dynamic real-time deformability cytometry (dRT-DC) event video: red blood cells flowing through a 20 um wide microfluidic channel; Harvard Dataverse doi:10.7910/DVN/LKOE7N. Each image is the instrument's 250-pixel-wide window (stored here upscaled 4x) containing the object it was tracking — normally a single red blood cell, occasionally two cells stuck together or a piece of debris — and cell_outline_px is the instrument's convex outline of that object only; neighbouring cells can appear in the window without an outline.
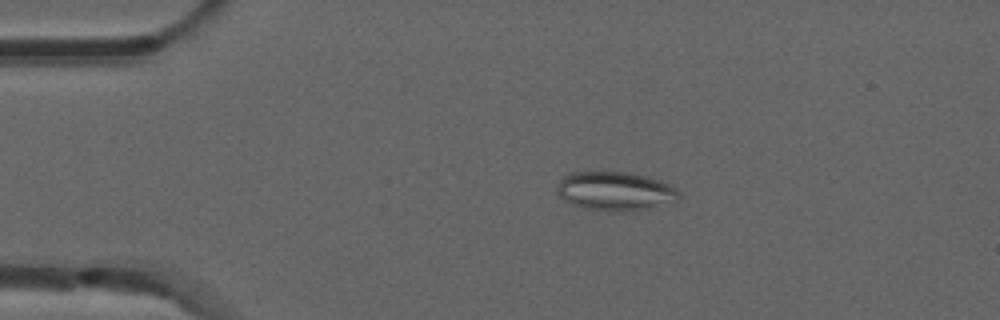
{"species": "common noctule bat (a hibernating species)", "species_latin": "Nyctalus noctula", "temperature_condition": "room temperature", "stored_images_in_passage": 51, "camera_frame_rate_fps": 3000, "um_per_image_px": 0.085, "animal": {"sex": "male", "forearm_length_mm": 52.5}, "frame": {"image": 1, "passage_image": 10, "time_ms": 3.0, "image_size_px": [1000, 320], "cell_outline_px": [[680, 200], [632, 212], [608, 212], [584, 208], [572, 204], [564, 200], [556, 192], [556, 188], [560, 180], [564, 176], [572, 172], [628, 172], [644, 176], [668, 184], [676, 188], [680, 192]], "centroid_in_image_um": [52.28, 16.27], "position_along_channel_um": 32.7, "area_um2": 27.8}}
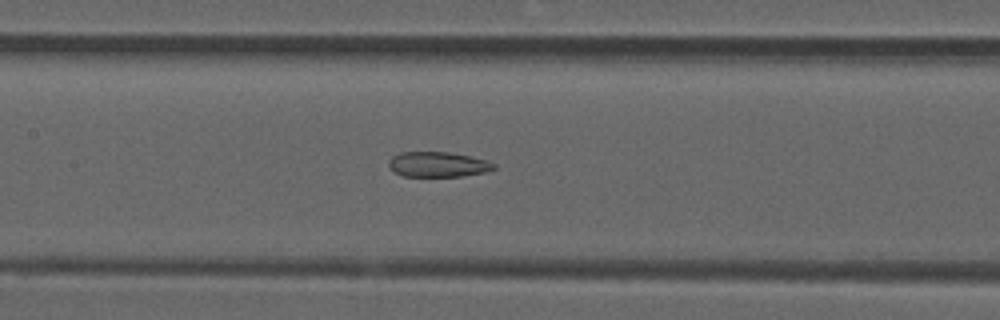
{"frame": {"image": 2, "passage_image": 24, "time_ms": 7.667, "image_size_px": [1000, 320], "cell_outline_px": [[496, 168], [484, 172], [464, 176], [404, 176], [396, 172], [388, 164], [388, 160], [392, 156], [400, 152], [448, 152], [468, 156], [484, 160], [496, 164]], "centroid_in_image_um": [37.21, 13.97], "position_along_channel_um": 170.2, "area_um2": 15.2}}
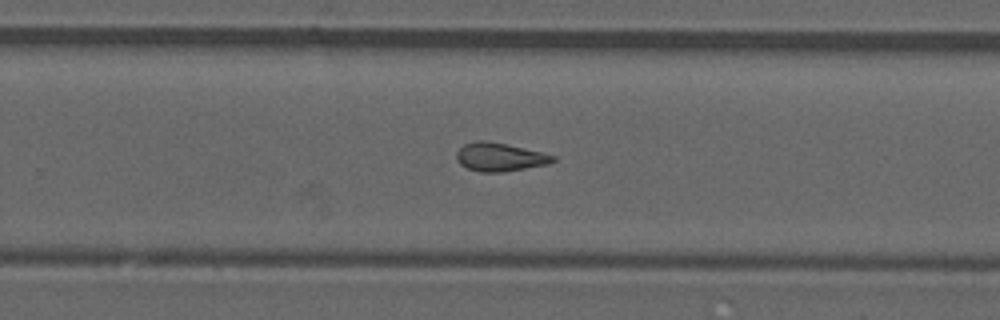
{"frame": {"image": 3, "passage_image": 33, "time_ms": 10.667, "image_size_px": [1000, 320], "cell_outline_px": [[556, 160], [548, 164], [504, 172], [480, 172], [468, 168], [460, 164], [456, 160], [456, 152], [464, 144], [476, 140], [484, 140], [504, 144], [540, 152], [556, 156]], "centroid_in_image_um": [42.45, 13.35], "position_along_channel_um": 287.4, "area_um2": 15.84}, "authors_computed_cell_mechanics": {"area_um2": 16.4152, "velocity_mm_per_s": 3.9204, "shape_relaxation_time_tau1_ms": null, "shape_relaxation_time_tau2_ms": 3.1036, "deformation_change_tau1": null, "deformation_change_tau2": 0.1092}}